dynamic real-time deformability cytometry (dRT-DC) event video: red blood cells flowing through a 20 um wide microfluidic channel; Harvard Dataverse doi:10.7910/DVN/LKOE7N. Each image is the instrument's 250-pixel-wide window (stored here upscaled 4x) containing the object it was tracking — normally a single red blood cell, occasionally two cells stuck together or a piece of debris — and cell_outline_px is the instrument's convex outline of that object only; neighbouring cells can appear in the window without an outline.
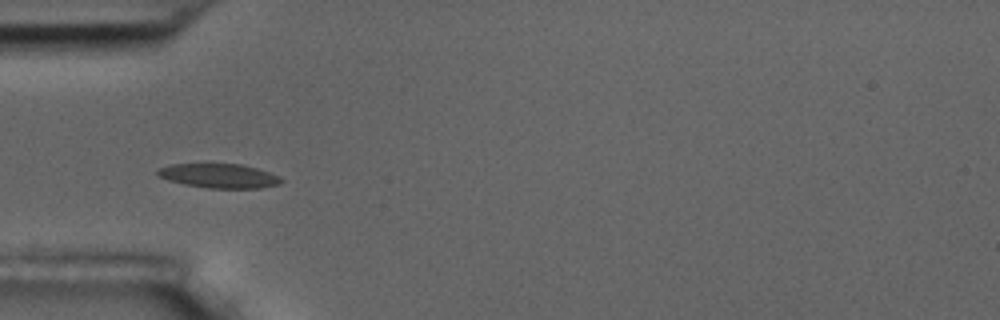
{"species": "common noctule bat (a hibernating species)", "species_latin": "Nyctalus noctula", "temperature_condition": "room temperature", "stored_images_in_passage": 7, "camera_frame_rate_fps": 3000, "um_per_image_px": 0.085, "animal": {"sex": "male", "body_mass_g": 17.5, "forearm_length_mm": 52.3}, "frame": {"image": 1, "passage_image": 4, "time_ms": 3.667, "image_size_px": [1000, 320], "cell_outline_px": [[284, 180], [280, 184], [260, 188], [208, 188], [184, 184], [168, 180], [156, 176], [156, 168], [172, 164], [240, 164], [256, 168], [280, 176]], "centroid_in_image_um": [18.59, 14.95], "position_along_channel_um": 66.4, "area_um2": 17.57}}
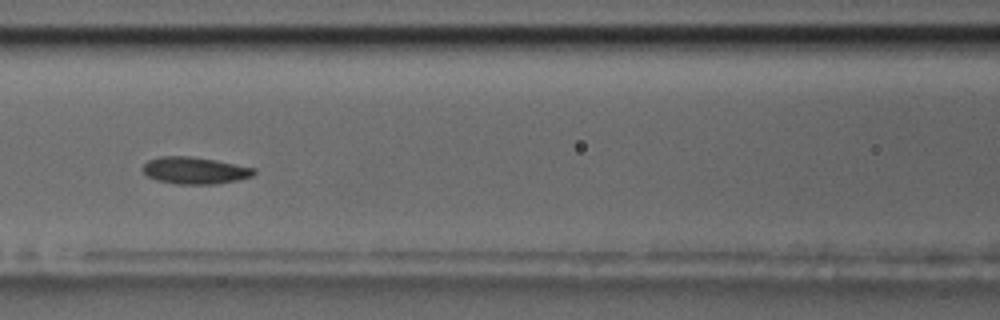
{"frame": {"image": 2, "passage_image": 6, "time_ms": 6.0, "image_size_px": [1000, 320], "cell_outline_px": [[256, 172], [252, 176], [236, 180], [216, 184], [176, 184], [156, 180], [148, 176], [144, 172], [144, 164], [148, 160], [160, 156], [188, 156], [216, 160], [256, 168]], "centroid_in_image_um": [16.57, 14.49], "position_along_channel_um": 150.0, "area_um2": 17.4}}
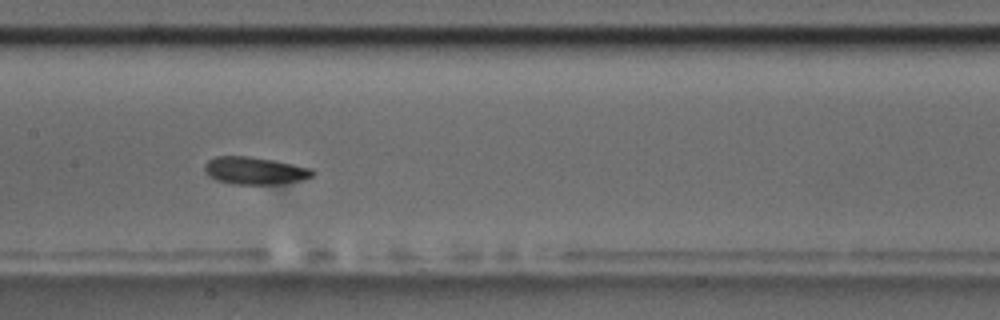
{"frame": {"image": 3, "passage_image": 7, "time_ms": 7.0, "image_size_px": [1000, 320], "cell_outline_px": [[316, 172], [312, 176], [300, 180], [276, 184], [232, 184], [216, 180], [208, 176], [204, 172], [204, 164], [208, 160], [216, 156], [248, 156], [272, 160], [312, 168]], "centroid_in_image_um": [21.61, 14.5], "position_along_channel_um": 185.8, "area_um2": 17.28}}